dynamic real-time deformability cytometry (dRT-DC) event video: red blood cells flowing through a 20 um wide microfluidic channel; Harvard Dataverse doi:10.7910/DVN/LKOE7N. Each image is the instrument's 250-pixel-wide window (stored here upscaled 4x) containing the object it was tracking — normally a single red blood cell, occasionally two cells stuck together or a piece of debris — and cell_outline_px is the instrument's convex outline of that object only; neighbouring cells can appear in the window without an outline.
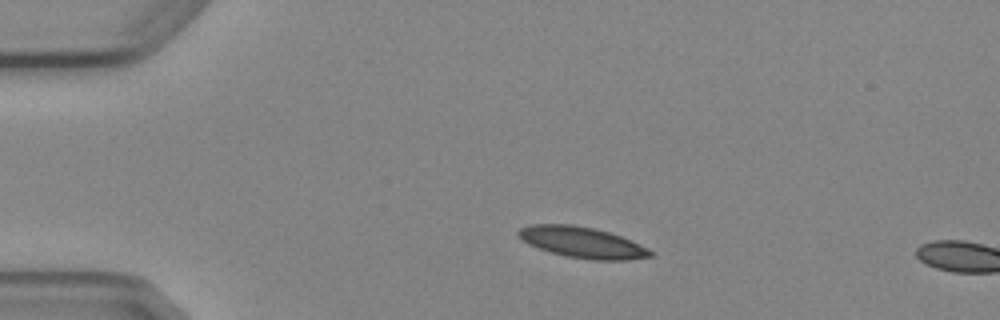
{"species": "Egyptian fruit bat (a non-hibernating species)", "species_latin": "Rousettus aegyptiacus", "temperature_condition": "cold", "stored_images_in_passage": 3, "camera_frame_rate_fps": 3000, "um_per_image_px": 0.085, "animal": {"sex": "female"}, "frame": {"image": 1, "passage_image": 2, "time_ms": 1.0, "image_size_px": [1000, 320], "cell_outline_px": [[652, 256], [628, 260], [592, 260], [568, 256], [548, 252], [528, 244], [516, 236], [516, 232], [520, 228], [532, 224], [572, 224], [592, 228], [608, 232], [620, 236], [648, 248], [652, 252]], "centroid_in_image_um": [49.43, 20.6], "position_along_channel_um": 35.6, "area_um2": 23.76}}